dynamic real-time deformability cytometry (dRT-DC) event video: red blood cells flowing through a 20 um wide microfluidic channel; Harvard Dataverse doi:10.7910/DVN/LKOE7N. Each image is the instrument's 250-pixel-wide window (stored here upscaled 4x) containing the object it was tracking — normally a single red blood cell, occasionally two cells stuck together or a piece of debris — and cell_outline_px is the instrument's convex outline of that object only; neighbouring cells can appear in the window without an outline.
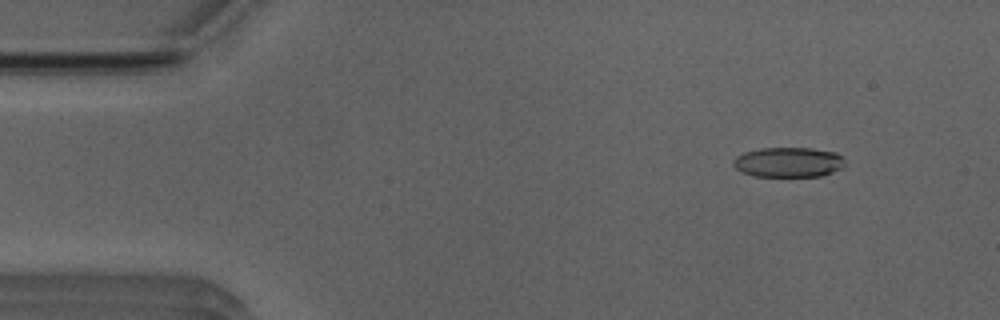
{"species": "Egyptian fruit bat (a non-hibernating species)", "species_latin": "Rousettus aegyptiacus", "temperature_condition": "room temperature", "stored_images_in_passage": 52, "camera_frame_rate_fps": 3000, "um_per_image_px": 0.085, "animal": {"sex": "male"}, "frame": {"image": 1, "passage_image": 6, "time_ms": 1.667, "image_size_px": [1000, 320], "cell_outline_px": [[844, 164], [840, 168], [832, 172], [820, 176], [752, 176], [736, 168], [732, 164], [732, 160], [736, 156], [744, 152], [760, 148], [812, 148], [836, 152], [844, 160]], "centroid_in_image_um": [66.98, 13.78], "position_along_channel_um": 18.0, "area_um2": 19.42}}
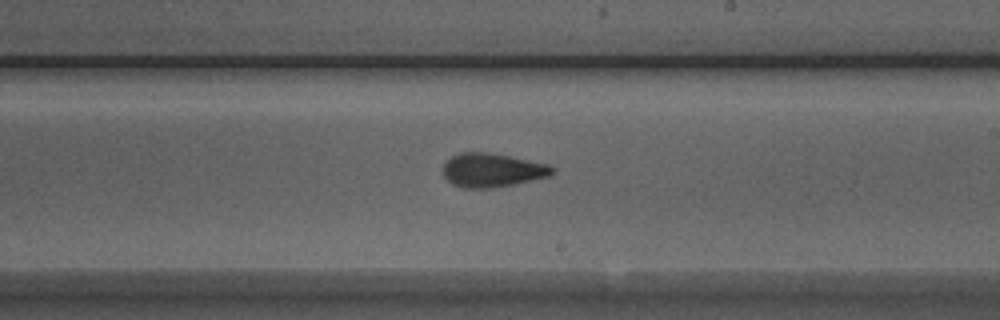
{"frame": {"image": 2, "passage_image": 30, "time_ms": 9.667, "image_size_px": [1000, 320], "cell_outline_px": [[556, 168], [548, 176], [512, 184], [492, 188], [464, 188], [452, 184], [444, 176], [444, 164], [452, 156], [460, 152], [488, 152], [548, 164]], "centroid_in_image_um": [41.81, 14.46], "position_along_channel_um": 247.2, "area_um2": 21.21}}
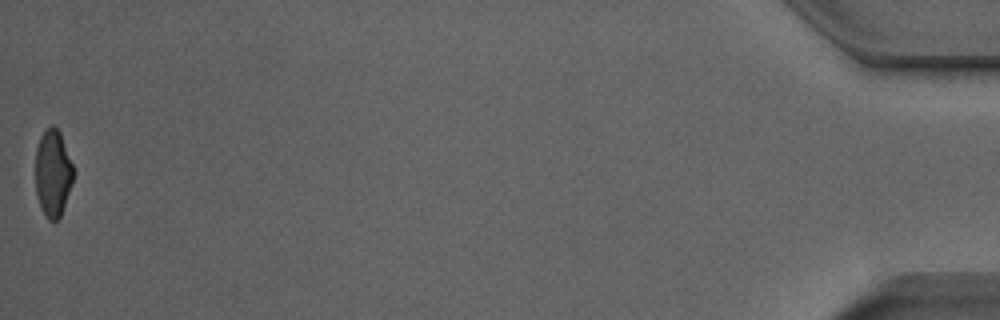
{"frame": {"image": 3, "passage_image": 52, "time_ms": 17.0, "image_size_px": [1000, 320], "cell_outline_px": [[72, 180], [60, 216], [56, 220], [48, 220], [40, 204], [36, 192], [36, 148], [40, 136], [52, 124], [60, 132], [72, 164]], "centroid_in_image_um": [4.47, 14.68], "position_along_channel_um": 430.7, "area_um2": 18.55}, "authors_computed_cell_mechanics": {"area_um2": 20.6057, "velocity_mm_per_s": 3.9532, "shape_relaxation_time_tau1_ms": 8.4338, "shape_relaxation_time_tau2_ms": 2.1697, "deformation_change_tau1": 0.2297, "deformation_change_tau2": 0.0961}}